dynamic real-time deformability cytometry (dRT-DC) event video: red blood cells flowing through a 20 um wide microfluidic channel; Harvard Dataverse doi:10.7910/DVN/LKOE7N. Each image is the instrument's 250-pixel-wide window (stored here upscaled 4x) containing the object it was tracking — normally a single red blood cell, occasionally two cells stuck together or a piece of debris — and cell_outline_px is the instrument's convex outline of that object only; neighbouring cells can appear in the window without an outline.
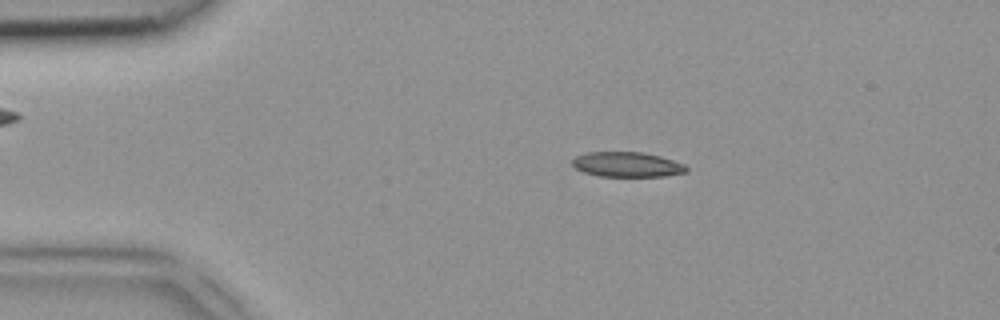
{"species": "common noctule bat (a hibernating species)", "species_latin": "Nyctalus noctula", "temperature_condition": "room temperature", "stored_images_in_passage": 47, "camera_frame_rate_fps": 3000, "um_per_image_px": 0.085, "animal": {"sex": "female", "body_mass_g": 18.4}, "frame": {"image": 1, "passage_image": 9, "time_ms": 2.667, "image_size_px": [1000, 320], "cell_outline_px": [[688, 172], [664, 176], [600, 176], [584, 172], [576, 168], [572, 164], [572, 160], [576, 156], [588, 152], [644, 152], [660, 156], [684, 164], [688, 168]], "centroid_in_image_um": [53.32, 13.98], "position_along_channel_um": 31.7, "area_um2": 16.53}}
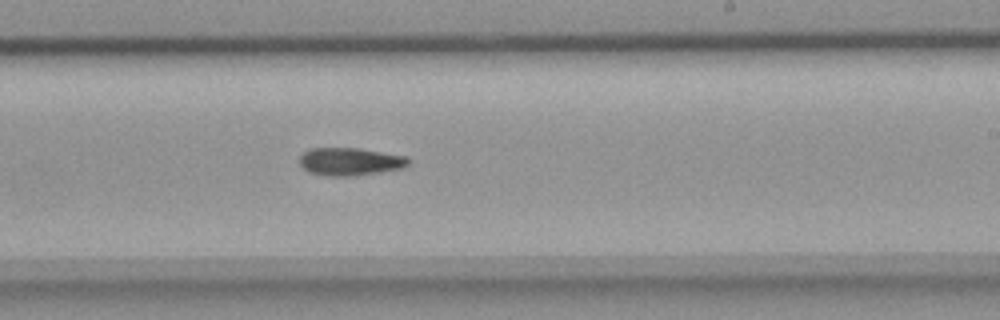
{"frame": {"image": 2, "passage_image": 28, "time_ms": 9.0, "image_size_px": [1000, 320], "cell_outline_px": [[412, 160], [404, 168], [380, 172], [352, 176], [324, 176], [308, 172], [300, 164], [300, 156], [304, 152], [312, 148], [360, 148], [408, 156]], "centroid_in_image_um": [29.8, 13.73], "position_along_channel_um": 259.2, "area_um2": 17.86}}
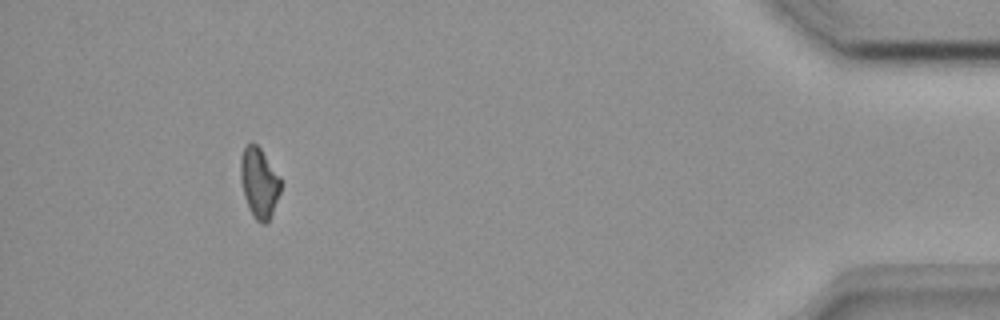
{"frame": {"image": 3, "passage_image": 43, "time_ms": 14.0, "image_size_px": [1000, 320], "cell_outline_px": [[280, 192], [272, 212], [268, 220], [264, 224], [260, 224], [252, 216], [244, 196], [240, 180], [240, 160], [244, 148], [252, 140], [260, 148], [280, 176]], "centroid_in_image_um": [22.01, 15.52], "position_along_channel_um": 413.2, "area_um2": 16.36}}